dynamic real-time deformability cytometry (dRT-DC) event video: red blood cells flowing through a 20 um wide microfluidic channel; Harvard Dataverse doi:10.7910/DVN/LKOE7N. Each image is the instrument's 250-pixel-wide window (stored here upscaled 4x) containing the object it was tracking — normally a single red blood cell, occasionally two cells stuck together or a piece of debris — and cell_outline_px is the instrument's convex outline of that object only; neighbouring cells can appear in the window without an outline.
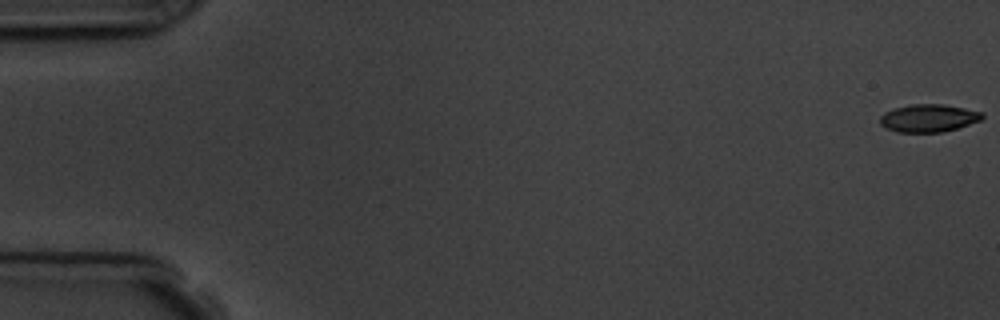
{"species": "common noctule bat (a hibernating species)", "species_latin": "Nyctalus noctula", "temperature_condition": "room temperature", "stored_images_in_passage": 4, "camera_frame_rate_fps": 3000, "um_per_image_px": 0.085, "animal": {"sex": "male", "body_mass_g": 19.5, "forearm_length_mm": 54.6}, "frame": {"image": 1, "passage_image": 1, "time_ms": 0.0, "image_size_px": [1000, 320], "cell_outline_px": [[984, 116], [980, 120], [956, 128], [940, 132], [896, 132], [880, 124], [880, 116], [884, 112], [896, 108], [912, 104], [940, 104], [964, 108], [984, 112]], "centroid_in_image_um": [78.92, 10.03], "position_along_channel_um": 6.1, "area_um2": 16.3}}